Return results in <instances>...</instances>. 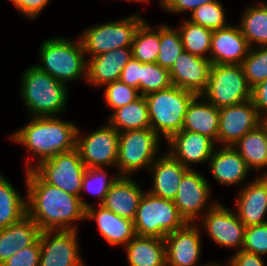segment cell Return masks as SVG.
I'll list each match as a JSON object with an SVG mask.
<instances>
[{
	"instance_id": "obj_35",
	"label": "cell",
	"mask_w": 267,
	"mask_h": 266,
	"mask_svg": "<svg viewBox=\"0 0 267 266\" xmlns=\"http://www.w3.org/2000/svg\"><path fill=\"white\" fill-rule=\"evenodd\" d=\"M107 174L104 167L101 168H86L83 179H82V190L80 195V201L83 207L86 209L92 205L88 203L87 200H84L82 193L84 191L94 195L98 199L97 205L103 203L106 194L110 190L112 184L118 179L119 175H110Z\"/></svg>"
},
{
	"instance_id": "obj_42",
	"label": "cell",
	"mask_w": 267,
	"mask_h": 266,
	"mask_svg": "<svg viewBox=\"0 0 267 266\" xmlns=\"http://www.w3.org/2000/svg\"><path fill=\"white\" fill-rule=\"evenodd\" d=\"M40 237L30 246L18 251L1 266H39Z\"/></svg>"
},
{
	"instance_id": "obj_50",
	"label": "cell",
	"mask_w": 267,
	"mask_h": 266,
	"mask_svg": "<svg viewBox=\"0 0 267 266\" xmlns=\"http://www.w3.org/2000/svg\"><path fill=\"white\" fill-rule=\"evenodd\" d=\"M262 123L267 127V115L265 117H263Z\"/></svg>"
},
{
	"instance_id": "obj_6",
	"label": "cell",
	"mask_w": 267,
	"mask_h": 266,
	"mask_svg": "<svg viewBox=\"0 0 267 266\" xmlns=\"http://www.w3.org/2000/svg\"><path fill=\"white\" fill-rule=\"evenodd\" d=\"M133 222L138 236L161 239L187 224L173 200L155 196L147 190L140 199Z\"/></svg>"
},
{
	"instance_id": "obj_14",
	"label": "cell",
	"mask_w": 267,
	"mask_h": 266,
	"mask_svg": "<svg viewBox=\"0 0 267 266\" xmlns=\"http://www.w3.org/2000/svg\"><path fill=\"white\" fill-rule=\"evenodd\" d=\"M39 266H86L81 256L78 230L40 232Z\"/></svg>"
},
{
	"instance_id": "obj_45",
	"label": "cell",
	"mask_w": 267,
	"mask_h": 266,
	"mask_svg": "<svg viewBox=\"0 0 267 266\" xmlns=\"http://www.w3.org/2000/svg\"><path fill=\"white\" fill-rule=\"evenodd\" d=\"M140 74L141 62L131 58V60L124 66L119 80L128 86L138 89L140 93Z\"/></svg>"
},
{
	"instance_id": "obj_32",
	"label": "cell",
	"mask_w": 267,
	"mask_h": 266,
	"mask_svg": "<svg viewBox=\"0 0 267 266\" xmlns=\"http://www.w3.org/2000/svg\"><path fill=\"white\" fill-rule=\"evenodd\" d=\"M238 24L250 48L267 46V3L260 1L243 11Z\"/></svg>"
},
{
	"instance_id": "obj_10",
	"label": "cell",
	"mask_w": 267,
	"mask_h": 266,
	"mask_svg": "<svg viewBox=\"0 0 267 266\" xmlns=\"http://www.w3.org/2000/svg\"><path fill=\"white\" fill-rule=\"evenodd\" d=\"M33 170L46 183L80 197L86 166L77 148L43 160Z\"/></svg>"
},
{
	"instance_id": "obj_38",
	"label": "cell",
	"mask_w": 267,
	"mask_h": 266,
	"mask_svg": "<svg viewBox=\"0 0 267 266\" xmlns=\"http://www.w3.org/2000/svg\"><path fill=\"white\" fill-rule=\"evenodd\" d=\"M241 66L251 88L267 80V46L250 48Z\"/></svg>"
},
{
	"instance_id": "obj_48",
	"label": "cell",
	"mask_w": 267,
	"mask_h": 266,
	"mask_svg": "<svg viewBox=\"0 0 267 266\" xmlns=\"http://www.w3.org/2000/svg\"><path fill=\"white\" fill-rule=\"evenodd\" d=\"M225 266L224 264H219V263H216V262H211V263H206L204 264L203 266Z\"/></svg>"
},
{
	"instance_id": "obj_29",
	"label": "cell",
	"mask_w": 267,
	"mask_h": 266,
	"mask_svg": "<svg viewBox=\"0 0 267 266\" xmlns=\"http://www.w3.org/2000/svg\"><path fill=\"white\" fill-rule=\"evenodd\" d=\"M124 247L129 266H166L164 239L136 235Z\"/></svg>"
},
{
	"instance_id": "obj_41",
	"label": "cell",
	"mask_w": 267,
	"mask_h": 266,
	"mask_svg": "<svg viewBox=\"0 0 267 266\" xmlns=\"http://www.w3.org/2000/svg\"><path fill=\"white\" fill-rule=\"evenodd\" d=\"M241 250L261 256L267 255V223L246 227Z\"/></svg>"
},
{
	"instance_id": "obj_15",
	"label": "cell",
	"mask_w": 267,
	"mask_h": 266,
	"mask_svg": "<svg viewBox=\"0 0 267 266\" xmlns=\"http://www.w3.org/2000/svg\"><path fill=\"white\" fill-rule=\"evenodd\" d=\"M262 122L263 118L259 115L251 99L236 105L222 107L219 109L217 144L233 146Z\"/></svg>"
},
{
	"instance_id": "obj_40",
	"label": "cell",
	"mask_w": 267,
	"mask_h": 266,
	"mask_svg": "<svg viewBox=\"0 0 267 266\" xmlns=\"http://www.w3.org/2000/svg\"><path fill=\"white\" fill-rule=\"evenodd\" d=\"M102 88H105L103 93L105 103L113 111L134 102L141 96L138 89L120 80L107 83Z\"/></svg>"
},
{
	"instance_id": "obj_30",
	"label": "cell",
	"mask_w": 267,
	"mask_h": 266,
	"mask_svg": "<svg viewBox=\"0 0 267 266\" xmlns=\"http://www.w3.org/2000/svg\"><path fill=\"white\" fill-rule=\"evenodd\" d=\"M119 133L128 130L151 128L148 106L144 96L110 113L106 121Z\"/></svg>"
},
{
	"instance_id": "obj_19",
	"label": "cell",
	"mask_w": 267,
	"mask_h": 266,
	"mask_svg": "<svg viewBox=\"0 0 267 266\" xmlns=\"http://www.w3.org/2000/svg\"><path fill=\"white\" fill-rule=\"evenodd\" d=\"M211 61L183 51L169 70L172 85L201 95L207 88Z\"/></svg>"
},
{
	"instance_id": "obj_49",
	"label": "cell",
	"mask_w": 267,
	"mask_h": 266,
	"mask_svg": "<svg viewBox=\"0 0 267 266\" xmlns=\"http://www.w3.org/2000/svg\"><path fill=\"white\" fill-rule=\"evenodd\" d=\"M127 1H132V2H135V3L138 2V3H143V4L147 3V2L148 3L150 2V0H127Z\"/></svg>"
},
{
	"instance_id": "obj_28",
	"label": "cell",
	"mask_w": 267,
	"mask_h": 266,
	"mask_svg": "<svg viewBox=\"0 0 267 266\" xmlns=\"http://www.w3.org/2000/svg\"><path fill=\"white\" fill-rule=\"evenodd\" d=\"M233 148L245 160L250 171L261 172L258 176H267V127L262 123L256 129L245 134ZM266 171V172H265Z\"/></svg>"
},
{
	"instance_id": "obj_26",
	"label": "cell",
	"mask_w": 267,
	"mask_h": 266,
	"mask_svg": "<svg viewBox=\"0 0 267 266\" xmlns=\"http://www.w3.org/2000/svg\"><path fill=\"white\" fill-rule=\"evenodd\" d=\"M38 224L27 214L20 221L0 229V266L40 236Z\"/></svg>"
},
{
	"instance_id": "obj_4",
	"label": "cell",
	"mask_w": 267,
	"mask_h": 266,
	"mask_svg": "<svg viewBox=\"0 0 267 266\" xmlns=\"http://www.w3.org/2000/svg\"><path fill=\"white\" fill-rule=\"evenodd\" d=\"M40 70L48 73L55 80L64 83L86 80L87 56L81 40H70L65 37L45 39L39 48Z\"/></svg>"
},
{
	"instance_id": "obj_24",
	"label": "cell",
	"mask_w": 267,
	"mask_h": 266,
	"mask_svg": "<svg viewBox=\"0 0 267 266\" xmlns=\"http://www.w3.org/2000/svg\"><path fill=\"white\" fill-rule=\"evenodd\" d=\"M189 168L175 160L167 151L161 154L149 167L152 176V188L147 190L151 194L174 200L179 184Z\"/></svg>"
},
{
	"instance_id": "obj_21",
	"label": "cell",
	"mask_w": 267,
	"mask_h": 266,
	"mask_svg": "<svg viewBox=\"0 0 267 266\" xmlns=\"http://www.w3.org/2000/svg\"><path fill=\"white\" fill-rule=\"evenodd\" d=\"M131 58V47L118 48L87 58L86 83L97 88L118 81L124 66Z\"/></svg>"
},
{
	"instance_id": "obj_20",
	"label": "cell",
	"mask_w": 267,
	"mask_h": 266,
	"mask_svg": "<svg viewBox=\"0 0 267 266\" xmlns=\"http://www.w3.org/2000/svg\"><path fill=\"white\" fill-rule=\"evenodd\" d=\"M250 46L238 24L213 30L209 60L212 64L241 65Z\"/></svg>"
},
{
	"instance_id": "obj_43",
	"label": "cell",
	"mask_w": 267,
	"mask_h": 266,
	"mask_svg": "<svg viewBox=\"0 0 267 266\" xmlns=\"http://www.w3.org/2000/svg\"><path fill=\"white\" fill-rule=\"evenodd\" d=\"M12 2L16 11L20 12L23 17L34 20L43 12L51 0H9Z\"/></svg>"
},
{
	"instance_id": "obj_13",
	"label": "cell",
	"mask_w": 267,
	"mask_h": 266,
	"mask_svg": "<svg viewBox=\"0 0 267 266\" xmlns=\"http://www.w3.org/2000/svg\"><path fill=\"white\" fill-rule=\"evenodd\" d=\"M221 202V203H220ZM218 201L198 221L199 226L211 240L224 248H237L239 252L244 244L246 226L240 221L234 209Z\"/></svg>"
},
{
	"instance_id": "obj_46",
	"label": "cell",
	"mask_w": 267,
	"mask_h": 266,
	"mask_svg": "<svg viewBox=\"0 0 267 266\" xmlns=\"http://www.w3.org/2000/svg\"><path fill=\"white\" fill-rule=\"evenodd\" d=\"M263 256L240 250L226 261V266H266Z\"/></svg>"
},
{
	"instance_id": "obj_17",
	"label": "cell",
	"mask_w": 267,
	"mask_h": 266,
	"mask_svg": "<svg viewBox=\"0 0 267 266\" xmlns=\"http://www.w3.org/2000/svg\"><path fill=\"white\" fill-rule=\"evenodd\" d=\"M236 196L234 211L246 226L267 223V176H256L242 185Z\"/></svg>"
},
{
	"instance_id": "obj_37",
	"label": "cell",
	"mask_w": 267,
	"mask_h": 266,
	"mask_svg": "<svg viewBox=\"0 0 267 266\" xmlns=\"http://www.w3.org/2000/svg\"><path fill=\"white\" fill-rule=\"evenodd\" d=\"M225 12L222 2L218 0L199 6L191 12L188 20L211 30L221 29L230 25L226 22Z\"/></svg>"
},
{
	"instance_id": "obj_25",
	"label": "cell",
	"mask_w": 267,
	"mask_h": 266,
	"mask_svg": "<svg viewBox=\"0 0 267 266\" xmlns=\"http://www.w3.org/2000/svg\"><path fill=\"white\" fill-rule=\"evenodd\" d=\"M133 177L119 176L101 205L122 218L134 221L140 199L145 191Z\"/></svg>"
},
{
	"instance_id": "obj_1",
	"label": "cell",
	"mask_w": 267,
	"mask_h": 266,
	"mask_svg": "<svg viewBox=\"0 0 267 266\" xmlns=\"http://www.w3.org/2000/svg\"><path fill=\"white\" fill-rule=\"evenodd\" d=\"M25 172L27 214L40 230H78L85 220L80 197L46 183L33 169Z\"/></svg>"
},
{
	"instance_id": "obj_9",
	"label": "cell",
	"mask_w": 267,
	"mask_h": 266,
	"mask_svg": "<svg viewBox=\"0 0 267 266\" xmlns=\"http://www.w3.org/2000/svg\"><path fill=\"white\" fill-rule=\"evenodd\" d=\"M201 95L220 109L250 100L252 88L241 65L212 64L207 88Z\"/></svg>"
},
{
	"instance_id": "obj_22",
	"label": "cell",
	"mask_w": 267,
	"mask_h": 266,
	"mask_svg": "<svg viewBox=\"0 0 267 266\" xmlns=\"http://www.w3.org/2000/svg\"><path fill=\"white\" fill-rule=\"evenodd\" d=\"M97 206L92 204L85 209V220L96 222L99 233L109 245L124 248L137 235L134 222L118 216L101 204Z\"/></svg>"
},
{
	"instance_id": "obj_3",
	"label": "cell",
	"mask_w": 267,
	"mask_h": 266,
	"mask_svg": "<svg viewBox=\"0 0 267 266\" xmlns=\"http://www.w3.org/2000/svg\"><path fill=\"white\" fill-rule=\"evenodd\" d=\"M20 97L30 117L59 116L68 104L67 85L55 80L36 65L26 68L20 77Z\"/></svg>"
},
{
	"instance_id": "obj_5",
	"label": "cell",
	"mask_w": 267,
	"mask_h": 266,
	"mask_svg": "<svg viewBox=\"0 0 267 266\" xmlns=\"http://www.w3.org/2000/svg\"><path fill=\"white\" fill-rule=\"evenodd\" d=\"M195 93L172 85L144 95L148 106L150 127L167 142L182 130L188 105Z\"/></svg>"
},
{
	"instance_id": "obj_39",
	"label": "cell",
	"mask_w": 267,
	"mask_h": 266,
	"mask_svg": "<svg viewBox=\"0 0 267 266\" xmlns=\"http://www.w3.org/2000/svg\"><path fill=\"white\" fill-rule=\"evenodd\" d=\"M172 86L170 72L158 63H141L140 95L163 90Z\"/></svg>"
},
{
	"instance_id": "obj_12",
	"label": "cell",
	"mask_w": 267,
	"mask_h": 266,
	"mask_svg": "<svg viewBox=\"0 0 267 266\" xmlns=\"http://www.w3.org/2000/svg\"><path fill=\"white\" fill-rule=\"evenodd\" d=\"M210 185L206 177L194 168L184 174L173 201L186 223L198 224L205 211L207 212L218 202L210 200L212 199Z\"/></svg>"
},
{
	"instance_id": "obj_33",
	"label": "cell",
	"mask_w": 267,
	"mask_h": 266,
	"mask_svg": "<svg viewBox=\"0 0 267 266\" xmlns=\"http://www.w3.org/2000/svg\"><path fill=\"white\" fill-rule=\"evenodd\" d=\"M160 43V25L150 26L144 20L137 28L131 44L132 58L141 63L157 61Z\"/></svg>"
},
{
	"instance_id": "obj_44",
	"label": "cell",
	"mask_w": 267,
	"mask_h": 266,
	"mask_svg": "<svg viewBox=\"0 0 267 266\" xmlns=\"http://www.w3.org/2000/svg\"><path fill=\"white\" fill-rule=\"evenodd\" d=\"M214 1L218 0H159V4L166 12L183 14L191 13L199 6Z\"/></svg>"
},
{
	"instance_id": "obj_27",
	"label": "cell",
	"mask_w": 267,
	"mask_h": 266,
	"mask_svg": "<svg viewBox=\"0 0 267 266\" xmlns=\"http://www.w3.org/2000/svg\"><path fill=\"white\" fill-rule=\"evenodd\" d=\"M219 129V108L202 95H196L185 113L182 130L197 132L211 138L217 145Z\"/></svg>"
},
{
	"instance_id": "obj_11",
	"label": "cell",
	"mask_w": 267,
	"mask_h": 266,
	"mask_svg": "<svg viewBox=\"0 0 267 266\" xmlns=\"http://www.w3.org/2000/svg\"><path fill=\"white\" fill-rule=\"evenodd\" d=\"M119 132L108 123L90 133L77 130L76 148L86 168L116 169Z\"/></svg>"
},
{
	"instance_id": "obj_18",
	"label": "cell",
	"mask_w": 267,
	"mask_h": 266,
	"mask_svg": "<svg viewBox=\"0 0 267 266\" xmlns=\"http://www.w3.org/2000/svg\"><path fill=\"white\" fill-rule=\"evenodd\" d=\"M165 143L168 147L166 151L189 169H193V164L208 163L216 148L211 138L187 130L179 131Z\"/></svg>"
},
{
	"instance_id": "obj_16",
	"label": "cell",
	"mask_w": 267,
	"mask_h": 266,
	"mask_svg": "<svg viewBox=\"0 0 267 266\" xmlns=\"http://www.w3.org/2000/svg\"><path fill=\"white\" fill-rule=\"evenodd\" d=\"M202 228L187 223L164 238L166 266H203L198 263L202 255Z\"/></svg>"
},
{
	"instance_id": "obj_2",
	"label": "cell",
	"mask_w": 267,
	"mask_h": 266,
	"mask_svg": "<svg viewBox=\"0 0 267 266\" xmlns=\"http://www.w3.org/2000/svg\"><path fill=\"white\" fill-rule=\"evenodd\" d=\"M77 130L78 126L75 123L63 120L59 116L31 117L26 125L11 134L10 139L27 150L29 154L28 161H25V171H27L43 160L75 149ZM30 157L37 159L34 165Z\"/></svg>"
},
{
	"instance_id": "obj_23",
	"label": "cell",
	"mask_w": 267,
	"mask_h": 266,
	"mask_svg": "<svg viewBox=\"0 0 267 266\" xmlns=\"http://www.w3.org/2000/svg\"><path fill=\"white\" fill-rule=\"evenodd\" d=\"M214 149L211 158L208 160L209 171L217 183L222 186H239L246 184L250 169L245 160L233 148V146H219Z\"/></svg>"
},
{
	"instance_id": "obj_34",
	"label": "cell",
	"mask_w": 267,
	"mask_h": 266,
	"mask_svg": "<svg viewBox=\"0 0 267 266\" xmlns=\"http://www.w3.org/2000/svg\"><path fill=\"white\" fill-rule=\"evenodd\" d=\"M177 29L180 32L184 51L209 59L213 30L194 24L188 18H183Z\"/></svg>"
},
{
	"instance_id": "obj_36",
	"label": "cell",
	"mask_w": 267,
	"mask_h": 266,
	"mask_svg": "<svg viewBox=\"0 0 267 266\" xmlns=\"http://www.w3.org/2000/svg\"><path fill=\"white\" fill-rule=\"evenodd\" d=\"M184 51L180 32L177 27H170L166 23L160 24V43L157 61L161 67L168 70L173 66L176 58Z\"/></svg>"
},
{
	"instance_id": "obj_7",
	"label": "cell",
	"mask_w": 267,
	"mask_h": 266,
	"mask_svg": "<svg viewBox=\"0 0 267 266\" xmlns=\"http://www.w3.org/2000/svg\"><path fill=\"white\" fill-rule=\"evenodd\" d=\"M162 139L152 128L128 130L119 133L116 173L129 176L148 169L159 157Z\"/></svg>"
},
{
	"instance_id": "obj_31",
	"label": "cell",
	"mask_w": 267,
	"mask_h": 266,
	"mask_svg": "<svg viewBox=\"0 0 267 266\" xmlns=\"http://www.w3.org/2000/svg\"><path fill=\"white\" fill-rule=\"evenodd\" d=\"M27 215V196H21L0 171V229L6 228Z\"/></svg>"
},
{
	"instance_id": "obj_8",
	"label": "cell",
	"mask_w": 267,
	"mask_h": 266,
	"mask_svg": "<svg viewBox=\"0 0 267 266\" xmlns=\"http://www.w3.org/2000/svg\"><path fill=\"white\" fill-rule=\"evenodd\" d=\"M140 15L138 12L119 20L107 21L84 29L79 39L85 55L89 58L110 50L131 47L135 32L144 21Z\"/></svg>"
},
{
	"instance_id": "obj_47",
	"label": "cell",
	"mask_w": 267,
	"mask_h": 266,
	"mask_svg": "<svg viewBox=\"0 0 267 266\" xmlns=\"http://www.w3.org/2000/svg\"><path fill=\"white\" fill-rule=\"evenodd\" d=\"M251 100L259 115L262 118L265 117L267 115V80L252 88Z\"/></svg>"
}]
</instances>
